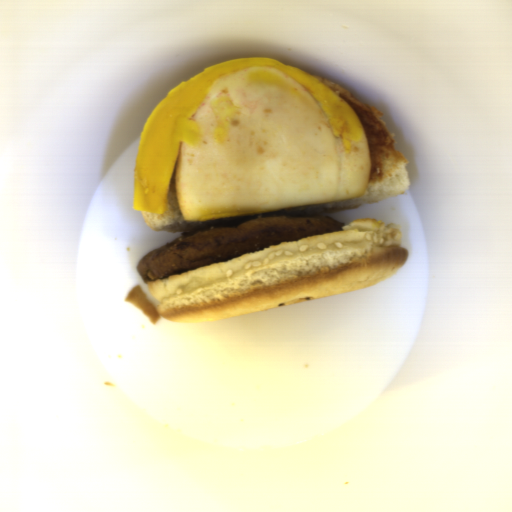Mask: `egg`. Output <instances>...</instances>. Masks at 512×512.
<instances>
[{"label": "egg", "mask_w": 512, "mask_h": 512, "mask_svg": "<svg viewBox=\"0 0 512 512\" xmlns=\"http://www.w3.org/2000/svg\"><path fill=\"white\" fill-rule=\"evenodd\" d=\"M200 142L180 144L177 207L189 223L363 197L368 139L345 142L289 72L271 65L223 75L190 117Z\"/></svg>", "instance_id": "egg-1"}]
</instances>
